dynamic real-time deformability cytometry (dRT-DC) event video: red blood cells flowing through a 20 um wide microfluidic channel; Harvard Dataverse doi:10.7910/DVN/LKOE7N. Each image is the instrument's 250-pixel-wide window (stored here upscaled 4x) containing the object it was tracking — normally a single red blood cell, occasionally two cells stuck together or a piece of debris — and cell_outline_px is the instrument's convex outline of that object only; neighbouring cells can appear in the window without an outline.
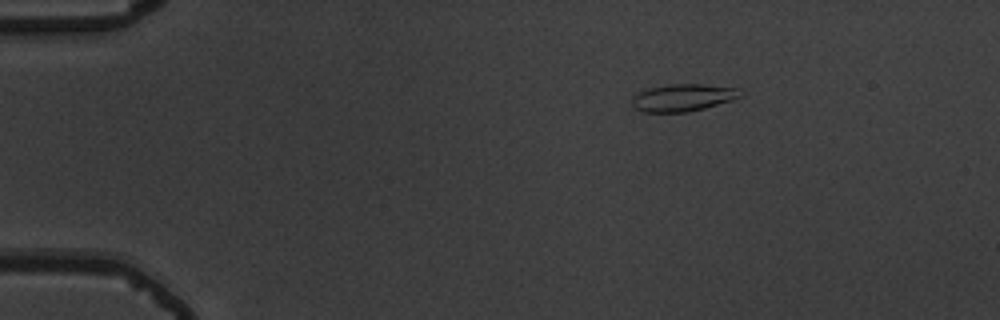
{"species": "common noctule bat (a hibernating species)", "species_latin": "Nyctalus noctula", "temperature_condition": "warm", "stored_images_in_passage": 45, "camera_frame_rate_fps": 3000, "um_per_image_px": 0.085, "animal": {"sex": "male", "body_mass_g": 19.5, "forearm_length_mm": 54.6}, "frame": {"image": 1, "passage_image": 1, "time_ms": 0.0, "image_size_px": [1000, 320], "cell_outline_px": [[744, 96], [732, 100], [704, 108], [688, 112], [644, 112], [632, 108], [632, 96], [648, 88], [668, 84], [700, 84], [740, 88], [744, 92]], "centroid_in_image_um": [58.07, 8.29], "position_along_channel_um": 26.9, "area_um2": 17.46}}
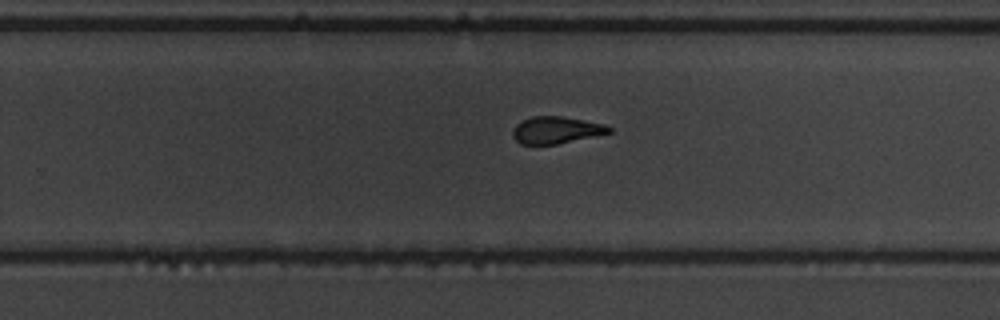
{"frame": {"image": 2, "passage_image": 27, "time_ms": 8.667, "image_size_px": [1000, 320], "cell_outline_px": [[612, 132], [556, 144], [520, 144], [512, 136], [512, 132], [516, 124], [532, 116], [564, 116], [604, 124], [612, 128]], "centroid_in_image_um": [47.26, 11.05], "position_along_channel_um": 282.5, "area_um2": 15.03}}
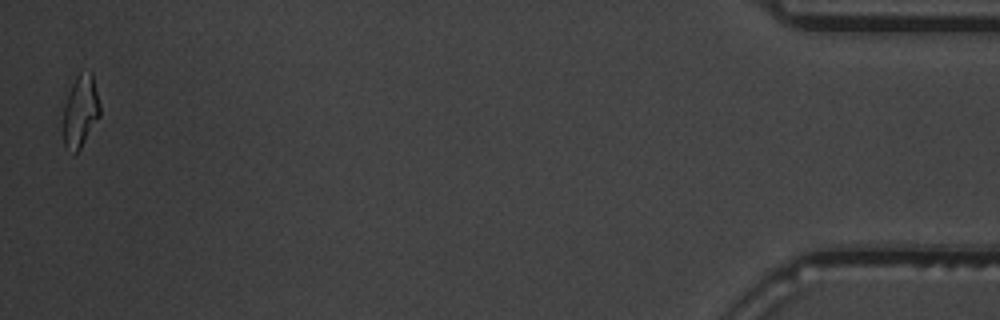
{"frame": {"image": 3, "passage_image": 45, "time_ms": 14.667, "image_size_px": [1000, 320], "cell_outline_px": [[100, 116], [80, 148], [72, 156], [64, 148], [64, 104], [68, 92], [76, 76], [80, 72], [92, 72], [100, 104]], "centroid_in_image_um": [6.83, 9.48], "position_along_channel_um": 428.4, "area_um2": 15.49}, "authors_computed_cell_mechanics": {"area_um2": 15.8372, "velocity_mm_per_s": 3.8361, "shape_relaxation_time_tau1_ms": 4.2065, "shape_relaxation_time_tau2_ms": 2.2943, "deformation_change_tau1": 0.2026, "deformation_change_tau2": 0.1194}}